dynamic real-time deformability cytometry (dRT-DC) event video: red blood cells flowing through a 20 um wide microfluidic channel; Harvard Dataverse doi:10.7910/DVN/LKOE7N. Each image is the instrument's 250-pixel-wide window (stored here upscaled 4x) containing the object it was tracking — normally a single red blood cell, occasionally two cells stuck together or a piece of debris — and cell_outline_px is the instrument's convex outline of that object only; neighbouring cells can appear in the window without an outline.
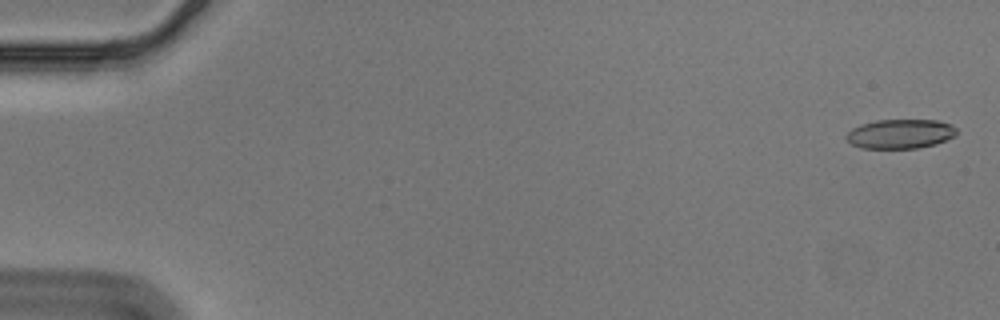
{"species": "Egyptian fruit bat (a non-hibernating species)", "species_latin": "Rousettus aegyptiacus", "temperature_condition": "cold", "stored_images_in_passage": 57, "camera_frame_rate_fps": 3000, "um_per_image_px": 0.085, "animal": {"sex": "male"}, "frame": {"image": 1, "passage_image": 2, "time_ms": 0.333, "image_size_px": [1000, 320], "cell_outline_px": [[956, 136], [936, 144], [916, 148], [860, 148], [852, 144], [844, 136], [852, 128], [860, 124], [876, 120], [936, 120], [952, 124], [956, 128]], "centroid_in_image_um": [76.53, 11.37], "position_along_channel_um": 8.5, "area_um2": 18.96}}
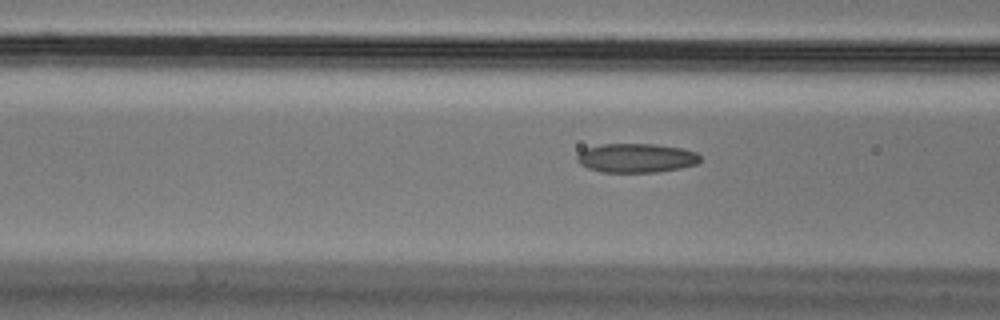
{"frame": {"image": 2, "passage_image": 23, "time_ms": 7.333, "image_size_px": [1000, 320], "cell_outline_px": [[700, 160], [696, 164], [680, 168], [656, 172], [600, 172], [588, 168], [580, 164], [576, 160], [576, 156], [584, 148], [600, 144], [656, 144], [680, 148], [696, 152], [700, 156]], "centroid_in_image_um": [54.04, 13.43], "position_along_channel_um": 112.6, "area_um2": 20.92}}
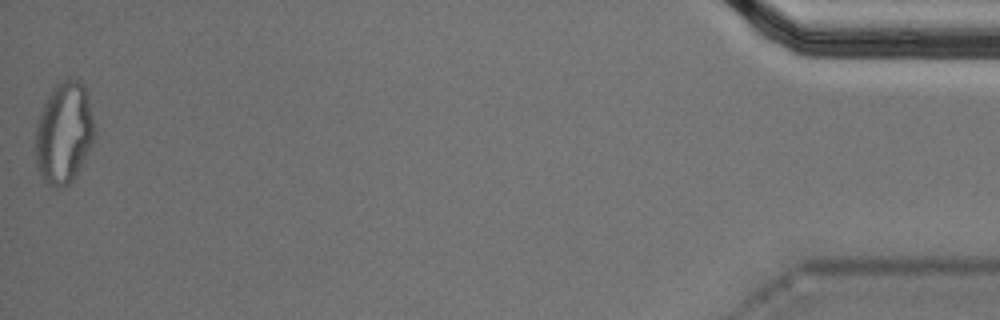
{"frame": {"image": 3, "passage_image": 57, "time_ms": 18.667, "image_size_px": [1000, 320], "cell_outline_px": [[96, 136], [76, 176], [68, 184], [56, 188], [52, 188], [44, 180], [36, 164], [36, 128], [40, 112], [52, 88], [56, 84], [68, 76], [84, 84], [88, 92]], "centroid_in_image_um": [5.46, 11.27], "position_along_channel_um": 429.7, "area_um2": 35.14}, "authors_computed_cell_mechanics": {"area_um2": 20.7502, "velocity_mm_per_s": 3.5776, "shape_relaxation_time_tau1_ms": null, "shape_relaxation_time_tau2_ms": 2.5509, "deformation_change_tau1": null, "deformation_change_tau2": 0.0898}}